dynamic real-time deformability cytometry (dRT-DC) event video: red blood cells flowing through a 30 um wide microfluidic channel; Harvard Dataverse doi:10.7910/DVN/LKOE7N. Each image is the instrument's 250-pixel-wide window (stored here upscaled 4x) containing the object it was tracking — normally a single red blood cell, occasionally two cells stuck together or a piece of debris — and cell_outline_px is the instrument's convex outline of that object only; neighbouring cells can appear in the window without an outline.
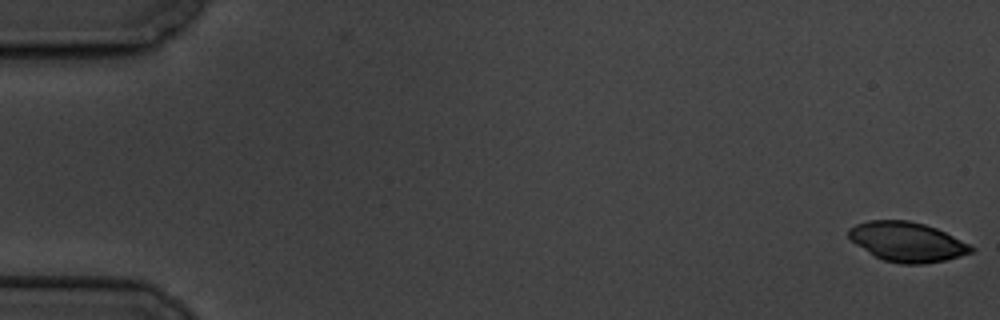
{"species": "common noctule bat (a hibernating species)", "species_latin": "Nyctalus noctula", "temperature_condition": "cold", "stored_images_in_passage": 7, "camera_frame_rate_fps": 3000, "um_per_image_px": 0.085, "animal": {"sex": "male", "body_mass_g": 19.5, "forearm_length_mm": 54.6}, "frame": {"image": 1, "passage_image": 1, "time_ms": 0.0, "image_size_px": [1000, 320], "cell_outline_px": [[976, 248], [972, 252], [960, 256], [944, 260], [924, 264], [900, 264], [884, 260], [876, 256], [856, 244], [848, 236], [848, 228], [856, 224], [868, 220], [908, 220], [924, 224], [936, 228]], "centroid_in_image_um": [77.09, 20.55], "position_along_channel_um": 7.9, "area_um2": 27.98}}
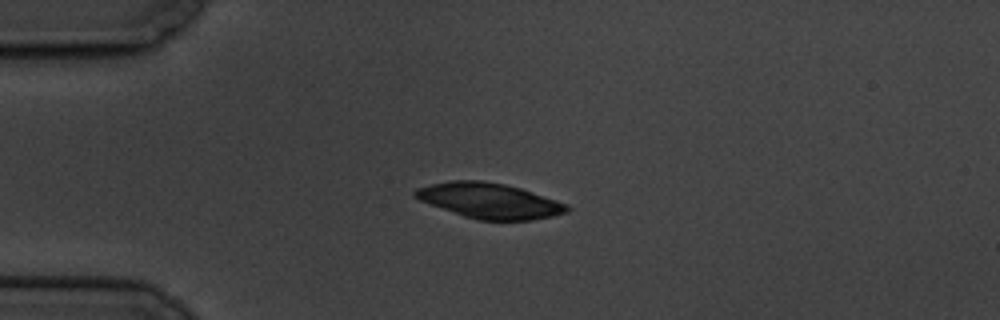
{"frame": {"image": 2, "passage_image": 5, "time_ms": 4.667, "image_size_px": [1000, 320], "cell_outline_px": [[572, 208], [568, 212], [552, 216], [532, 220], [476, 220], [464, 216], [420, 200], [412, 196], [412, 192], [416, 188], [432, 184], [452, 180], [480, 180], [504, 184], [520, 188], [568, 204]], "centroid_in_image_um": [41.62, 17.06], "position_along_channel_um": 43.4, "area_um2": 31.1}}